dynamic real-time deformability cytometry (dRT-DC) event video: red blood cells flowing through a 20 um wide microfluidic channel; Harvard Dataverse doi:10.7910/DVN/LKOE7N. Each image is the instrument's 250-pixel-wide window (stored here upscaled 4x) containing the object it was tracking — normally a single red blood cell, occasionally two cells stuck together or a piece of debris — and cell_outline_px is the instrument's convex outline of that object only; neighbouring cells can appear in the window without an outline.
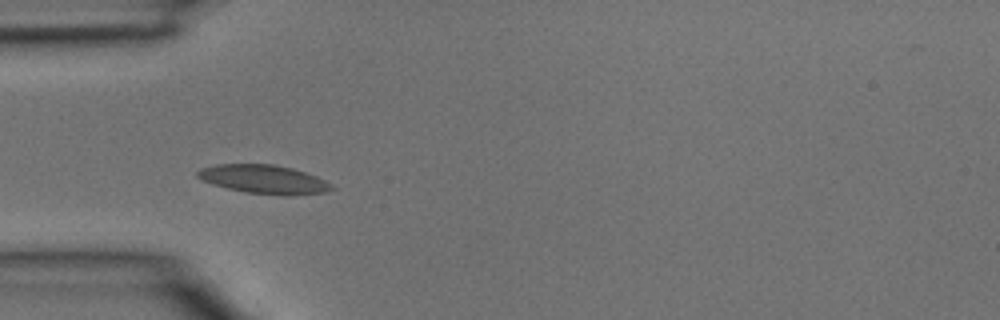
{"species": "common noctule bat (a hibernating species)", "species_latin": "Nyctalus noctula", "temperature_condition": "room temperature", "stored_images_in_passage": 1, "camera_frame_rate_fps": 3000, "um_per_image_px": 0.085, "animal": {"sex": "male", "body_mass_g": 15.6}, "frame": {"image": 1, "passage_image": 1, "time_ms": 0.0, "image_size_px": [1000, 320], "cell_outline_px": [[336, 188], [328, 192], [292, 196], [280, 196], [244, 192], [212, 184], [200, 180], [196, 176], [196, 172], [200, 168], [216, 164], [272, 164], [292, 168], [316, 176], [332, 184]], "centroid_in_image_um": [22.43, 15.25], "position_along_channel_um": 62.6, "area_um2": 22.83}}